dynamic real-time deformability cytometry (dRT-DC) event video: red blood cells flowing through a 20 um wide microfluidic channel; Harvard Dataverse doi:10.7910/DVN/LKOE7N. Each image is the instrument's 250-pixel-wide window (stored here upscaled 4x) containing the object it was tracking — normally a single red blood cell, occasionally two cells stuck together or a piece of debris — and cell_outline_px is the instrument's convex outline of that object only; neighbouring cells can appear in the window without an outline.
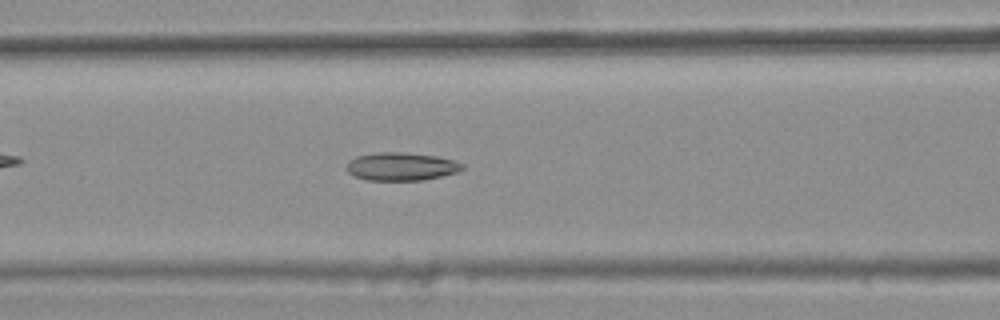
{"species": "common noctule bat (a hibernating species)", "species_latin": "Nyctalus noctula", "temperature_condition": "warm", "stored_images_in_passage": 45, "camera_frame_rate_fps": 3000, "um_per_image_px": 0.085, "animal": {"sex": "female", "body_mass_g": 25.1}, "frame": {"image": 1, "passage_image": 22, "time_ms": 7.0, "image_size_px": [1000, 320], "cell_outline_px": [[464, 168], [456, 172], [424, 180], [364, 180], [352, 176], [344, 168], [348, 160], [356, 156], [380, 152], [404, 152], [436, 156], [452, 160], [464, 164]], "centroid_in_image_um": [34.03, 14.15], "position_along_channel_um": 132.6, "area_um2": 19.07}}
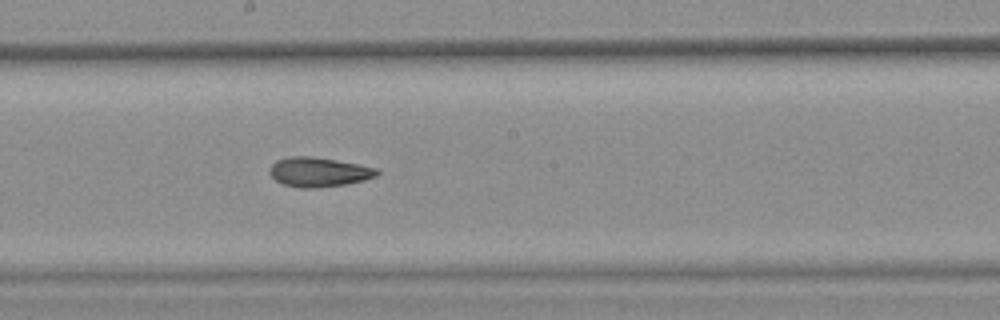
{"frame": {"image": 2, "passage_image": 29, "time_ms": 9.333, "image_size_px": [1000, 320], "cell_outline_px": [[380, 172], [376, 176], [364, 180], [344, 184], [316, 188], [300, 188], [284, 184], [276, 180], [268, 172], [272, 164], [276, 160], [288, 156], [312, 156], [360, 164], [376, 168]], "centroid_in_image_um": [27.08, 14.61], "position_along_channel_um": 221.1, "area_um2": 18.44}}
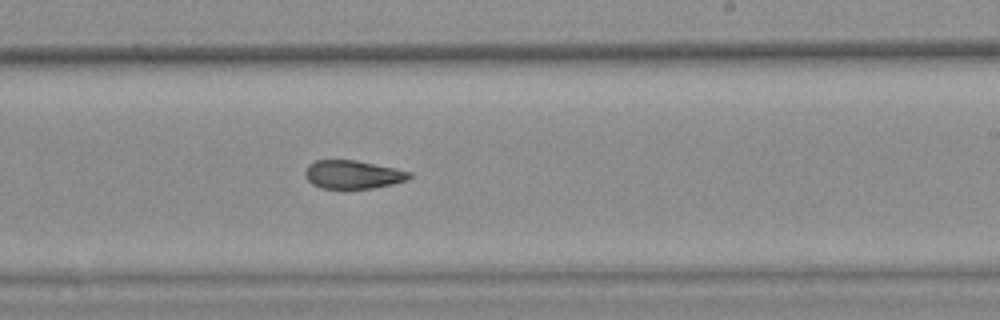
{"frame": {"image": 3, "passage_image": 32, "time_ms": 10.333, "image_size_px": [1000, 320], "cell_outline_px": [[412, 176], [408, 180], [392, 184], [372, 188], [320, 188], [312, 184], [304, 176], [304, 172], [308, 164], [316, 160], [356, 160], [396, 168], [412, 172]], "centroid_in_image_um": [29.99, 14.83], "position_along_channel_um": 259.0, "area_um2": 17.34}, "authors_computed_cell_mechanics": {"area_um2": 18.4382, "velocity_mm_per_s": 3.8063, "shape_relaxation_time_tau1_ms": null, "shape_relaxation_time_tau2_ms": 3.5504, "deformation_change_tau1": null, "deformation_change_tau2": 0.1062}}